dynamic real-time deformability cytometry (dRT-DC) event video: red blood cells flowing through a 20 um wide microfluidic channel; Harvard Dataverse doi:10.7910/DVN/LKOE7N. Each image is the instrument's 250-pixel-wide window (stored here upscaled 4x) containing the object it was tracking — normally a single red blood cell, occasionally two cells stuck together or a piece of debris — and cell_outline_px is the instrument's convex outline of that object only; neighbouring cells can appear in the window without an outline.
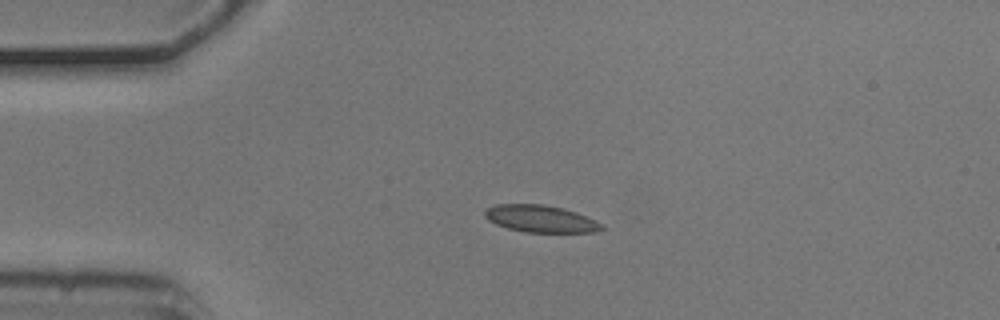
{"species": "common noctule bat (a hibernating species)", "species_latin": "Nyctalus noctula", "temperature_condition": "cold", "stored_images_in_passage": 2, "camera_frame_rate_fps": 3000, "um_per_image_px": 0.085, "animal": {"sex": "male", "body_mass_g": 20.5, "forearm_length_mm": 52.5}, "frame": {"image": 1, "passage_image": 1, "time_ms": 0.0, "image_size_px": [1000, 320], "cell_outline_px": [[604, 228], [596, 232], [524, 232], [508, 228], [496, 224], [488, 220], [484, 216], [484, 212], [488, 208], [496, 204], [544, 204], [564, 208], [576, 212], [596, 220], [604, 224]], "centroid_in_image_um": [45.97, 18.59], "position_along_channel_um": 39.0, "area_um2": 18.55}}